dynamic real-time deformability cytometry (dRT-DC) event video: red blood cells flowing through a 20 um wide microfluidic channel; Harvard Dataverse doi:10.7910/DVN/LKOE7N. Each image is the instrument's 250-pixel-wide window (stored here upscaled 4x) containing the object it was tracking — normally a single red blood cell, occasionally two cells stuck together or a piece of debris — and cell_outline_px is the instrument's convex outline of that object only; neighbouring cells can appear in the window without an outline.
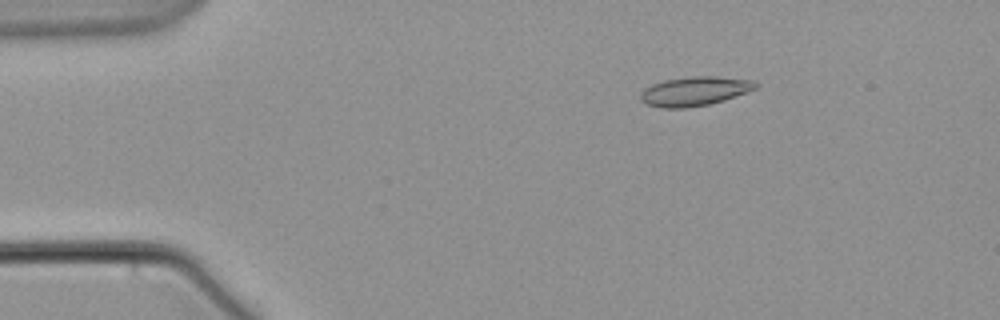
{"species": "common noctule bat (a hibernating species)", "species_latin": "Nyctalus noctula", "temperature_condition": "warm", "stored_images_in_passage": 5, "camera_frame_rate_fps": 3000, "um_per_image_px": 0.085, "animal": {"sex": "male", "body_mass_g": 21.5, "forearm_length_mm": 52.0}, "frame": {"image": 1, "passage_image": 3, "time_ms": 2.333, "image_size_px": [1000, 320], "cell_outline_px": [[760, 84], [756, 88], [724, 100], [708, 104], [684, 108], [660, 108], [648, 104], [640, 96], [640, 92], [644, 88], [652, 84], [664, 80], [692, 76], [716, 76], [752, 80]], "centroid_in_image_um": [59.04, 7.74], "position_along_channel_um": 26.0, "area_um2": 19.42}}